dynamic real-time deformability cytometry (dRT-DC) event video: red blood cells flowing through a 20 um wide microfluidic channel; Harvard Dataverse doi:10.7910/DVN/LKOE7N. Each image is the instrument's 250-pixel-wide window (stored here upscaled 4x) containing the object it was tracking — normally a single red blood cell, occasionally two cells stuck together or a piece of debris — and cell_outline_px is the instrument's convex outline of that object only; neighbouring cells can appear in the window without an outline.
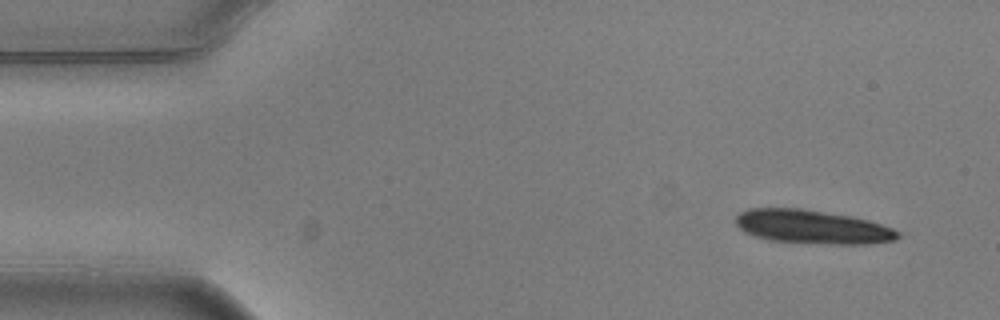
{"species": "common noctule bat (a hibernating species)", "species_latin": "Nyctalus noctula", "temperature_condition": "warm", "stored_images_in_passage": 4, "camera_frame_rate_fps": 3000, "um_per_image_px": 0.085, "animal": {"sex": "male", "body_mass_g": 20.5, "forearm_length_mm": 52.5}, "frame": {"image": 1, "passage_image": 1, "time_ms": 0.0, "image_size_px": [1000, 320], "cell_outline_px": [[900, 236], [896, 240], [868, 244], [832, 244], [772, 240], [756, 236], [744, 232], [736, 224], [736, 216], [740, 212], [748, 208], [800, 208], [852, 216], [868, 220], [892, 228], [900, 232]], "centroid_in_image_um": [69.06, 19.27], "position_along_channel_um": 15.9, "area_um2": 31.73}}